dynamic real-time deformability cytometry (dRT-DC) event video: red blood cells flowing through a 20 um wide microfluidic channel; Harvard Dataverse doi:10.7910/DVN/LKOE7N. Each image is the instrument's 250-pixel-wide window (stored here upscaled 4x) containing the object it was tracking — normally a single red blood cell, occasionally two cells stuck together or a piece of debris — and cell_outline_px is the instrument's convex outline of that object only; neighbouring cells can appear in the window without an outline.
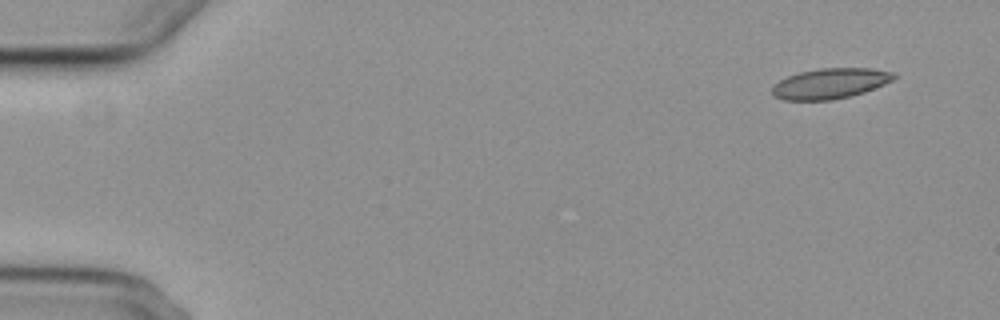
{"species": "common noctule bat (a hibernating species)", "species_latin": "Nyctalus noctula", "temperature_condition": "cold", "stored_images_in_passage": 6, "camera_frame_rate_fps": 3000, "um_per_image_px": 0.085, "animal": {"sex": "female", "body_mass_g": 29.2, "forearm_length_mm": 56.3}, "frame": {"image": 1, "passage_image": 6, "time_ms": 6.0, "image_size_px": [1000, 320], "cell_outline_px": [[896, 76], [892, 80], [884, 84], [864, 92], [832, 100], [784, 100], [772, 96], [772, 84], [788, 76], [800, 72], [820, 68], [872, 68], [896, 72]], "centroid_in_image_um": [70.55, 7.09], "position_along_channel_um": 14.5, "area_um2": 21.62}}